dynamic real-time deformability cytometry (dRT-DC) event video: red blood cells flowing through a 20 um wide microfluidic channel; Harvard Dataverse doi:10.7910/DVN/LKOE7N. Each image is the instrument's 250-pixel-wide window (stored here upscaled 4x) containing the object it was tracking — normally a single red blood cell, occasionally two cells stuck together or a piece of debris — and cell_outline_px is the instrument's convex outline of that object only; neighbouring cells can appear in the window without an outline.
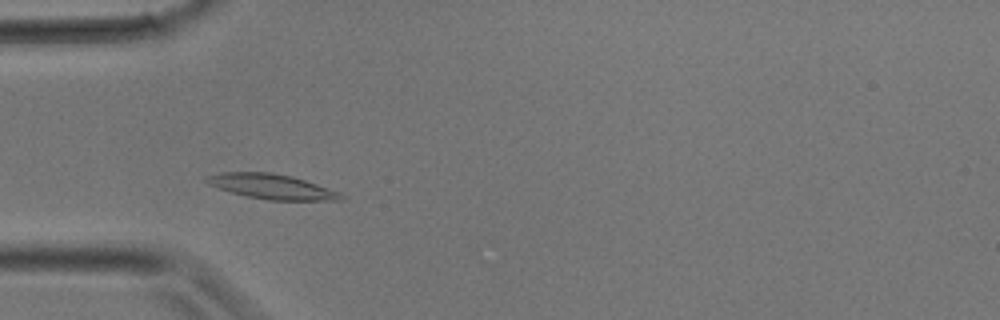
{"species": "common noctule bat (a hibernating species)", "species_latin": "Nyctalus noctula", "temperature_condition": "room temperature", "stored_images_in_passage": 30, "camera_frame_rate_fps": 3000, "um_per_image_px": 0.085, "animal": {"sex": "male", "body_mass_g": 17.9}, "frame": {"image": 1, "passage_image": 6, "time_ms": 1.667, "image_size_px": [1000, 320], "cell_outline_px": [[344, 200], [268, 200], [248, 196], [216, 188], [208, 184], [204, 180], [208, 176], [220, 172], [272, 172], [292, 176], [340, 192], [344, 196]], "centroid_in_image_um": [23.08, 15.85], "position_along_channel_um": 61.9, "area_um2": 19.42}}
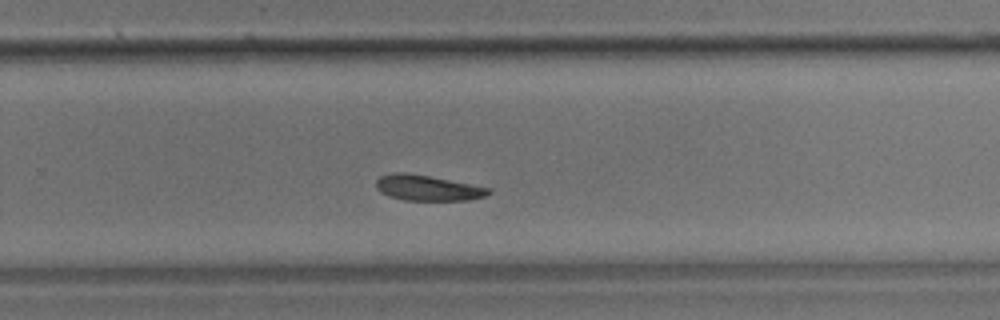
{"frame": {"image": 2, "passage_image": 18, "time_ms": 5.667, "image_size_px": [1000, 320], "cell_outline_px": [[492, 192], [484, 196], [468, 200], [404, 200], [388, 196], [380, 192], [376, 188], [376, 180], [380, 176], [392, 172], [404, 172], [428, 176], [488, 188]], "centroid_in_image_um": [36.26, 15.97], "position_along_channel_um": 293.5, "area_um2": 16.47}}
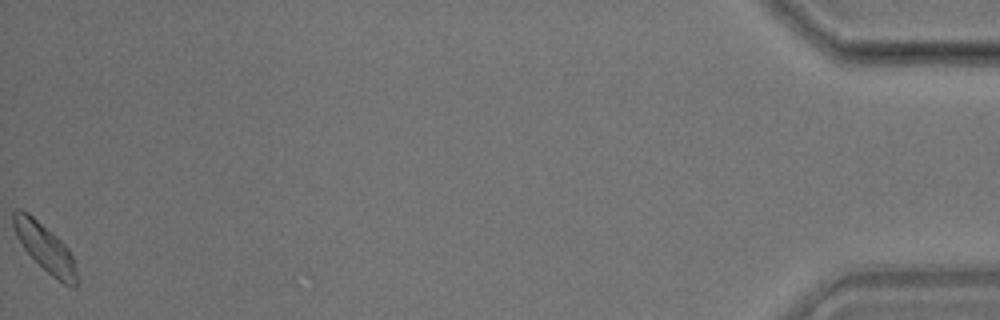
{"frame": {"image": 3, "passage_image": 30, "time_ms": 9.667, "image_size_px": [1000, 320], "cell_outline_px": [[76, 288], [72, 288], [64, 284], [52, 276], [24, 248], [16, 236], [12, 224], [12, 212], [16, 208], [20, 208], [28, 212], [56, 236], [68, 248], [72, 256], [76, 268]], "centroid_in_image_um": [3.8, 21.02], "position_along_channel_um": 431.4, "area_um2": 17.4}}